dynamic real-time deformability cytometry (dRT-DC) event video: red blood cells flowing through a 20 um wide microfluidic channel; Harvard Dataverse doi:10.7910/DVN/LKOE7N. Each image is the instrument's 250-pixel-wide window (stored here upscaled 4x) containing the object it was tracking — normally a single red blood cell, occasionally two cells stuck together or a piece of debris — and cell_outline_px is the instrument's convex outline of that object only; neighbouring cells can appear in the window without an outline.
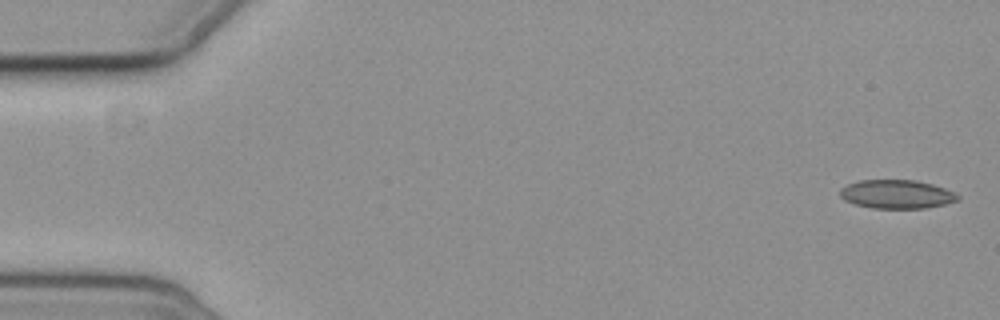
{"species": "common noctule bat (a hibernating species)", "species_latin": "Nyctalus noctula", "temperature_condition": "cold", "stored_images_in_passage": 6, "camera_frame_rate_fps": 3000, "um_per_image_px": 0.085, "animal": {"sex": "female", "body_mass_g": 19.3, "forearm_length_mm": 54.1}, "frame": {"image": 1, "passage_image": 1, "time_ms": 0.0, "image_size_px": [1000, 320], "cell_outline_px": [[960, 200], [944, 204], [924, 208], [872, 208], [856, 204], [844, 200], [840, 196], [840, 188], [848, 184], [860, 180], [916, 180], [932, 184], [944, 188], [960, 196]], "centroid_in_image_um": [76.21, 16.5], "position_along_channel_um": 8.8, "area_um2": 19.59}}
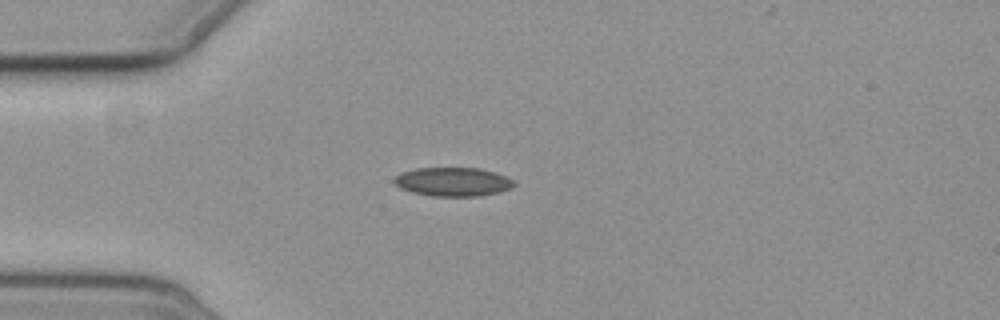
{"frame": {"image": 2, "passage_image": 5, "time_ms": 4.667, "image_size_px": [1000, 320], "cell_outline_px": [[516, 184], [512, 188], [500, 192], [476, 196], [432, 196], [412, 192], [400, 188], [392, 180], [400, 172], [416, 168], [480, 168], [496, 172], [512, 180]], "centroid_in_image_um": [38.49, 15.45], "position_along_channel_um": 46.5, "area_um2": 20.17}}
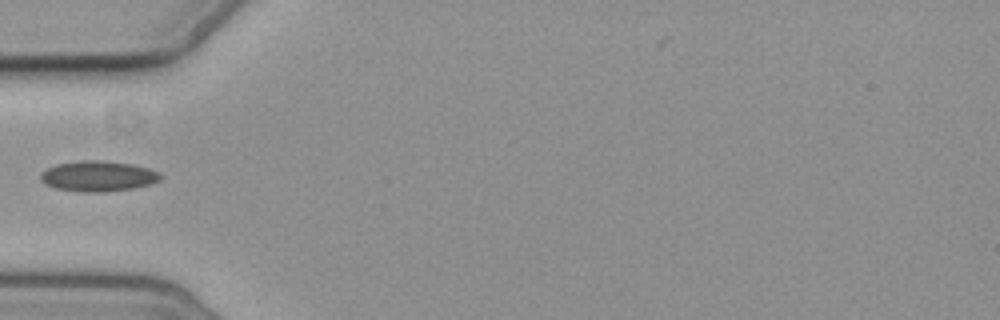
{"frame": {"image": 3, "passage_image": 6, "time_ms": 6.0, "image_size_px": [1000, 320], "cell_outline_px": [[160, 180], [152, 184], [132, 188], [104, 192], [80, 192], [56, 188], [44, 184], [40, 180], [40, 172], [56, 164], [80, 160], [100, 160], [132, 164], [148, 168], [160, 172]], "centroid_in_image_um": [8.31, 14.97], "position_along_channel_um": 76.7, "area_um2": 21.44}}